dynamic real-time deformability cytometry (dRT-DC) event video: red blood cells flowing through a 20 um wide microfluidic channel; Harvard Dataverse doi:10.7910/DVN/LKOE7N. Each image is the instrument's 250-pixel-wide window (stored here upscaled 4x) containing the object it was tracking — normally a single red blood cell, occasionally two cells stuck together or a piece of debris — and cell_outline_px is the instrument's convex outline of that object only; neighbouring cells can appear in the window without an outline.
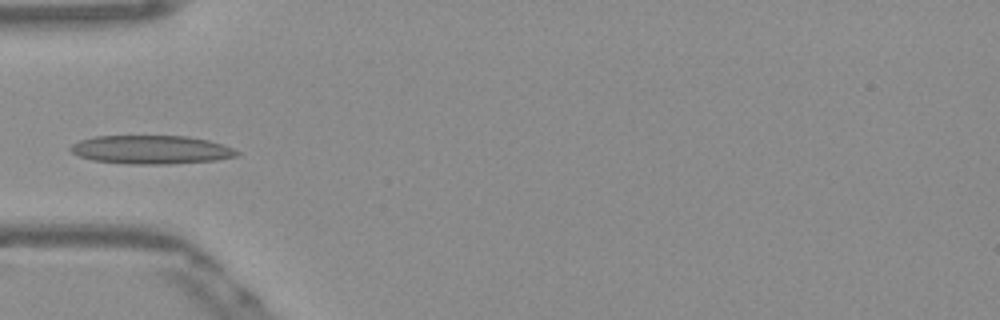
{"species": "Egyptian fruit bat (a non-hibernating species)", "species_latin": "Rousettus aegyptiacus", "temperature_condition": "warm", "stored_images_in_passage": 36, "camera_frame_rate_fps": 3000, "um_per_image_px": 0.085, "frame": {"image": 1, "passage_image": 1, "time_ms": 0.0, "image_size_px": [1000, 320], "cell_outline_px": [[240, 156], [216, 160], [168, 164], [128, 164], [92, 160], [80, 156], [72, 152], [68, 148], [72, 144], [80, 140], [96, 136], [188, 136], [208, 140], [232, 148], [240, 152]], "centroid_in_image_um": [12.86, 12.72], "position_along_channel_um": 72.1, "area_um2": 27.69}}
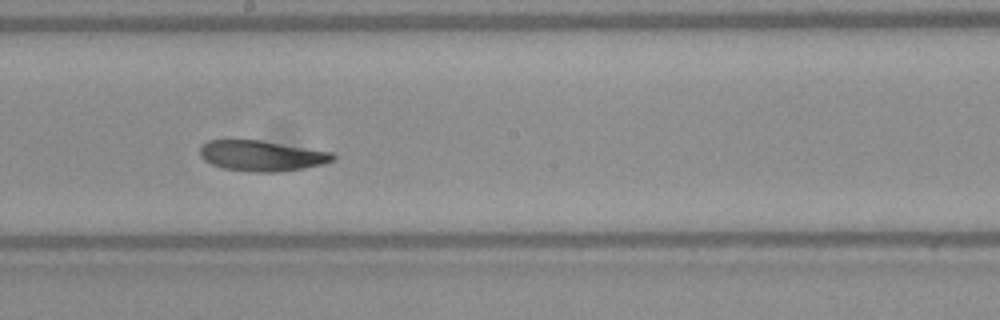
{"frame": {"image": 2, "passage_image": 13, "time_ms": 4.0, "image_size_px": [1000, 320], "cell_outline_px": [[336, 156], [332, 160], [324, 164], [304, 168], [276, 172], [252, 172], [224, 168], [212, 164], [204, 160], [200, 156], [200, 148], [208, 140], [260, 140], [332, 152]], "centroid_in_image_um": [22.25, 13.24], "position_along_channel_um": 226.0, "area_um2": 23.52}}
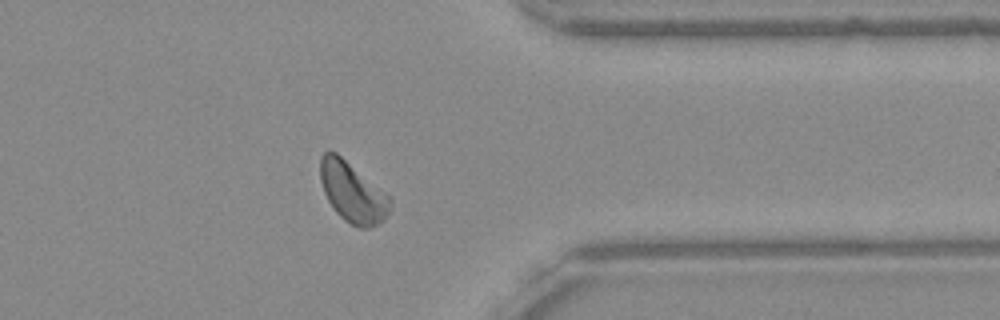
{"frame": {"image": 3, "passage_image": 26, "time_ms": 8.333, "image_size_px": [1000, 320], "cell_outline_px": [[392, 200], [388, 212], [384, 220], [368, 228], [360, 228], [344, 220], [336, 212], [328, 200], [324, 192], [320, 180], [320, 156], [328, 148], [336, 152], [392, 196]], "centroid_in_image_um": [29.97, 16.31], "position_along_channel_um": 381.4, "area_um2": 24.74}}